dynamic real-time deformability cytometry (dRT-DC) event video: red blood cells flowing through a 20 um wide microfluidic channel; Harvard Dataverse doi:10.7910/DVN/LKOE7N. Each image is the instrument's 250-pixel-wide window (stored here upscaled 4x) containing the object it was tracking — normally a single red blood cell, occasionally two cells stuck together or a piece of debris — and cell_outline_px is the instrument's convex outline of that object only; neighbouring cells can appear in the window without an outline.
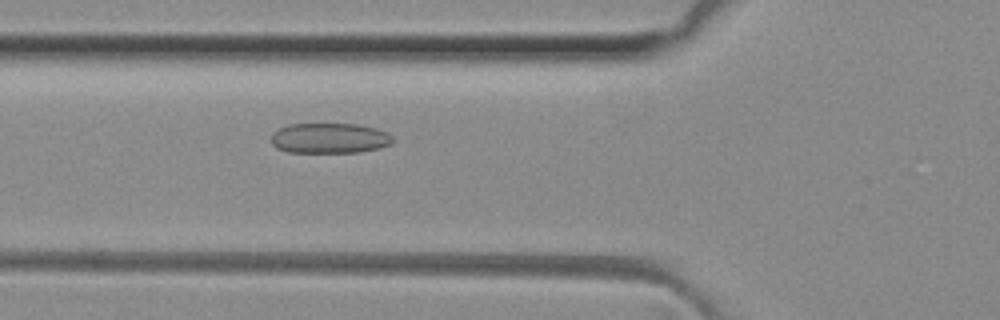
{"species": "common noctule bat (a hibernating species)", "species_latin": "Nyctalus noctula", "temperature_condition": "room temperature", "stored_images_in_passage": 21, "camera_frame_rate_fps": 3000, "um_per_image_px": 0.085, "animal": {"sex": "female", "body_mass_g": 29.2, "forearm_length_mm": 56.3}, "frame": {"image": 1, "passage_image": 5, "time_ms": 1.333, "image_size_px": [1000, 320], "cell_outline_px": [[396, 140], [392, 144], [380, 148], [360, 152], [288, 152], [276, 148], [272, 144], [272, 136], [280, 128], [288, 124], [356, 124], [376, 128], [388, 132]], "centroid_in_image_um": [28.08, 11.75], "position_along_channel_um": 97.7, "area_um2": 21.56}}
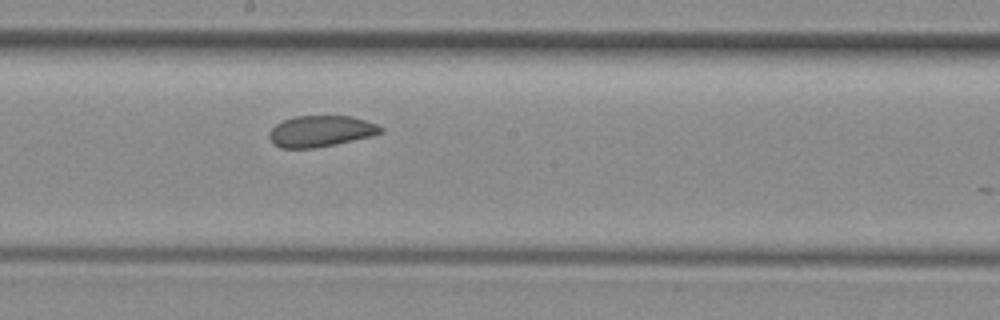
{"frame": {"image": 2, "passage_image": 14, "time_ms": 4.333, "image_size_px": [1000, 320], "cell_outline_px": [[384, 132], [372, 136], [336, 144], [312, 148], [280, 148], [272, 144], [268, 136], [268, 132], [276, 124], [292, 116], [348, 116], [364, 120], [376, 124], [384, 128]], "centroid_in_image_um": [27.24, 11.16], "position_along_channel_um": 221.0, "area_um2": 20.35}}
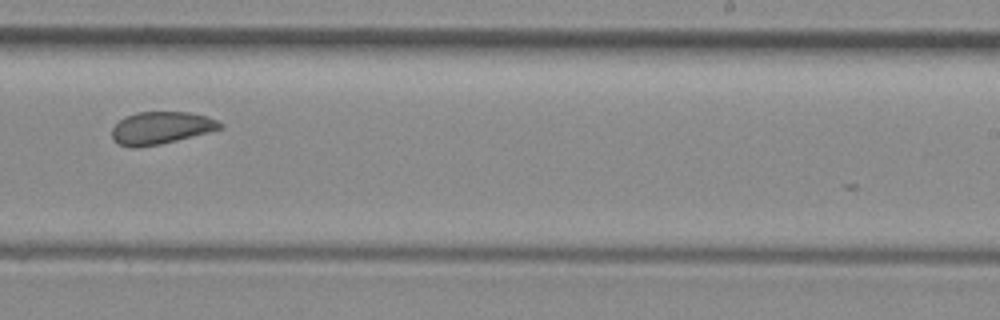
{"frame": {"image": 3, "passage_image": 18, "time_ms": 5.667, "image_size_px": [1000, 320], "cell_outline_px": [[220, 128], [208, 132], [160, 144], [136, 148], [132, 148], [120, 144], [112, 140], [112, 128], [124, 116], [136, 112], [188, 112], [208, 116], [216, 120], [220, 124]], "centroid_in_image_um": [13.62, 10.87], "position_along_channel_um": 275.4, "area_um2": 20.23}}